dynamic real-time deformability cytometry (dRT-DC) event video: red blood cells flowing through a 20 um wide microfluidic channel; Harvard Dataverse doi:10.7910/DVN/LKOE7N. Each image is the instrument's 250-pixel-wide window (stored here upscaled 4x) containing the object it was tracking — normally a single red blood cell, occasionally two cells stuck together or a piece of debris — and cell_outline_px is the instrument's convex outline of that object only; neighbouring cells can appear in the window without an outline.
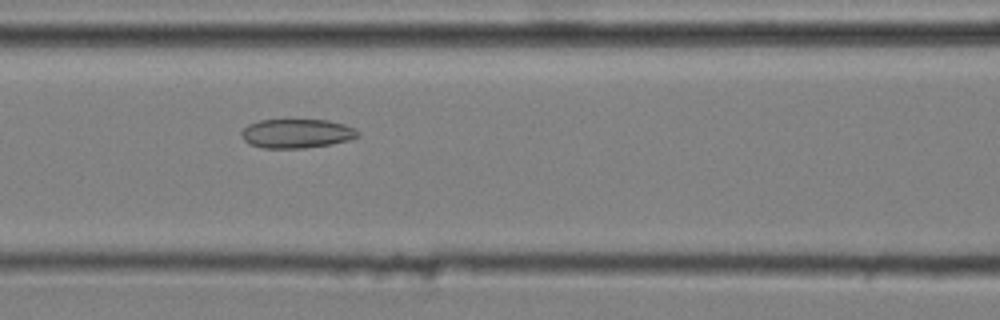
{"species": "common noctule bat (a hibernating species)", "species_latin": "Nyctalus noctula", "temperature_condition": "cold", "stored_images_in_passage": 48, "camera_frame_rate_fps": 3000, "um_per_image_px": 0.085, "animal": {"sex": "male", "body_mass_g": 20.4}, "frame": {"image": 1, "passage_image": 23, "time_ms": 7.333, "image_size_px": [1000, 320], "cell_outline_px": [[360, 136], [348, 140], [332, 144], [304, 148], [264, 148], [248, 144], [240, 136], [240, 132], [248, 124], [260, 120], [328, 120], [344, 124], [356, 128], [360, 132]], "centroid_in_image_um": [25.22, 11.35], "position_along_channel_um": 141.4, "area_um2": 19.94}}
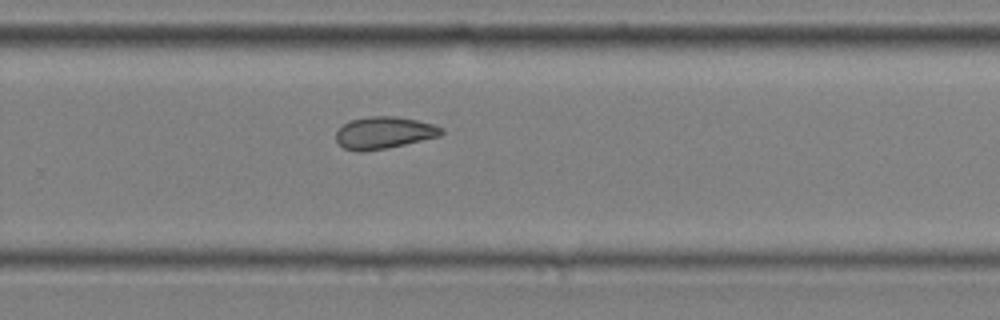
{"frame": {"image": 2, "passage_image": 36, "time_ms": 11.667, "image_size_px": [1000, 320], "cell_outline_px": [[444, 132], [440, 136], [388, 148], [360, 152], [356, 152], [344, 148], [336, 140], [336, 132], [344, 124], [352, 120], [368, 116], [392, 116], [416, 120], [432, 124], [444, 128]], "centroid_in_image_um": [32.64, 11.29], "position_along_channel_um": 297.2, "area_um2": 19.59}}
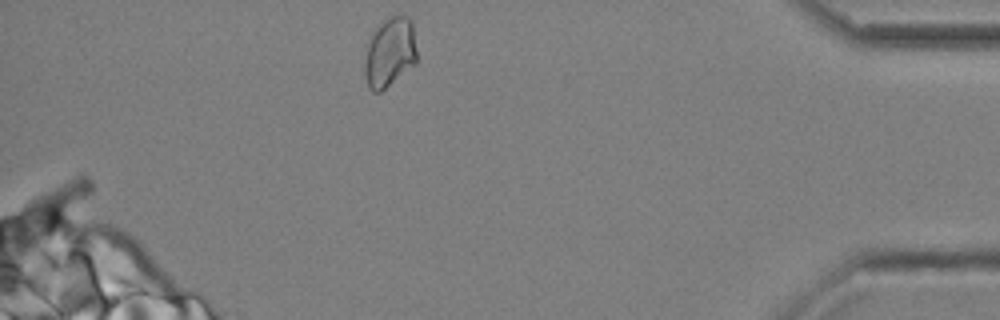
{"frame": {"image": 3, "passage_image": 48, "time_ms": 15.667, "image_size_px": [1000, 320], "cell_outline_px": [[416, 64], [380, 92], [372, 92], [368, 88], [364, 72], [364, 68], [368, 44], [372, 36], [392, 16], [408, 16], [412, 20], [416, 48]], "centroid_in_image_um": [33.16, 4.52], "position_along_channel_um": 402.0, "area_um2": 20.63}, "authors_computed_cell_mechanics": {"area_um2": 20.2878, "velocity_mm_per_s": 3.6035, "shape_relaxation_time_tau1_ms": null, "shape_relaxation_time_tau2_ms": 4.0118, "deformation_change_tau1": null, "deformation_change_tau2": 0.0966}}